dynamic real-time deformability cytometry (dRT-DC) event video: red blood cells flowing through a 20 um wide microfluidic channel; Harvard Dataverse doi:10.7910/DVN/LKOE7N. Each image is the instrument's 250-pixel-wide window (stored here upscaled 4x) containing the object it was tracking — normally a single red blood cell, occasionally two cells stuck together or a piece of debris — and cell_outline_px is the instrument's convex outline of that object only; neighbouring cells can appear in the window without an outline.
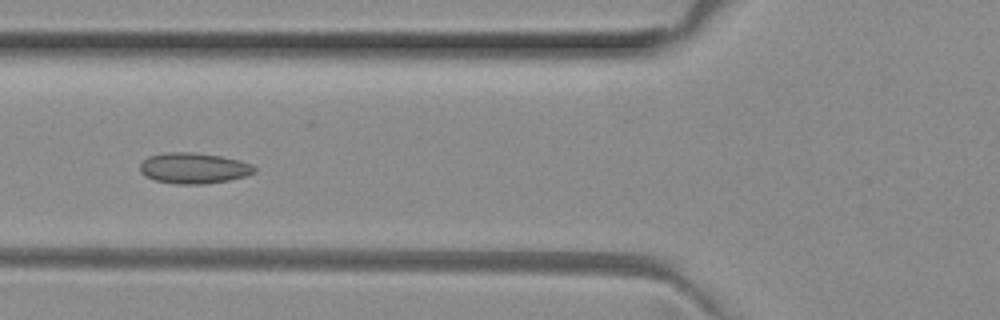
{"species": "common noctule bat (a hibernating species)", "species_latin": "Nyctalus noctula", "temperature_condition": "room temperature", "stored_images_in_passage": 6, "camera_frame_rate_fps": 3000, "um_per_image_px": 0.085, "animal": {"sex": "female", "body_mass_g": 29.2, "forearm_length_mm": 56.3}, "frame": {"image": 1, "passage_image": 5, "time_ms": 1.333, "image_size_px": [1000, 320], "cell_outline_px": [[256, 172], [244, 176], [228, 180], [204, 184], [176, 184], [156, 180], [140, 172], [140, 164], [148, 156], [168, 152], [192, 152], [220, 156], [240, 160], [252, 164], [256, 168]], "centroid_in_image_um": [16.48, 14.29], "position_along_channel_um": 109.3, "area_um2": 20.4}}
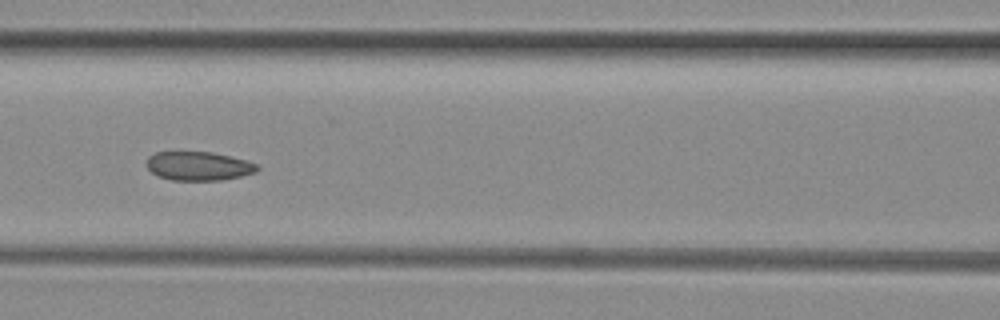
{"frame": {"image": 2, "passage_image": 6, "time_ms": 1.667, "image_size_px": [1000, 320], "cell_outline_px": [[260, 168], [256, 172], [240, 176], [220, 180], [172, 180], [156, 176], [148, 168], [148, 156], [156, 152], [212, 152], [244, 160], [256, 164]], "centroid_in_image_um": [16.86, 14.12], "position_along_channel_um": 149.7, "area_um2": 18.38}}